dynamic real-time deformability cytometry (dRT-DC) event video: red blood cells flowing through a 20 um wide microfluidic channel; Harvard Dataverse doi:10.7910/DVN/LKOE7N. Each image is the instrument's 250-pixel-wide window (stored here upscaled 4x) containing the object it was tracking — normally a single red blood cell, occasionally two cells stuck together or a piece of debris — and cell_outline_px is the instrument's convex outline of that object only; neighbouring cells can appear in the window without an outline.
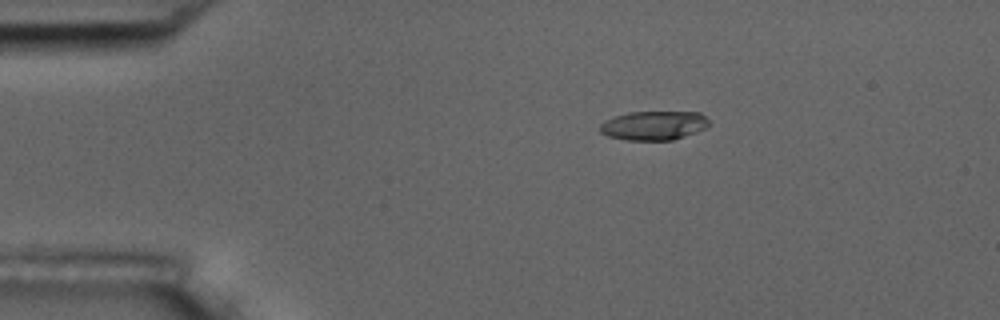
{"species": "common noctule bat (a hibernating species)", "species_latin": "Nyctalus noctula", "temperature_condition": "room temperature", "stored_images_in_passage": 5, "camera_frame_rate_fps": 3000, "um_per_image_px": 0.085, "animal": {"sex": "male", "body_mass_g": 17.5, "forearm_length_mm": 52.3}, "frame": {"image": 1, "passage_image": 5, "time_ms": 5.333, "image_size_px": [1000, 320], "cell_outline_px": [[708, 124], [704, 128], [696, 132], [672, 140], [628, 140], [608, 136], [600, 132], [600, 124], [604, 120], [612, 116], [628, 112], [700, 112], [708, 120]], "centroid_in_image_um": [55.52, 10.66], "position_along_channel_um": 29.5, "area_um2": 18.44}}